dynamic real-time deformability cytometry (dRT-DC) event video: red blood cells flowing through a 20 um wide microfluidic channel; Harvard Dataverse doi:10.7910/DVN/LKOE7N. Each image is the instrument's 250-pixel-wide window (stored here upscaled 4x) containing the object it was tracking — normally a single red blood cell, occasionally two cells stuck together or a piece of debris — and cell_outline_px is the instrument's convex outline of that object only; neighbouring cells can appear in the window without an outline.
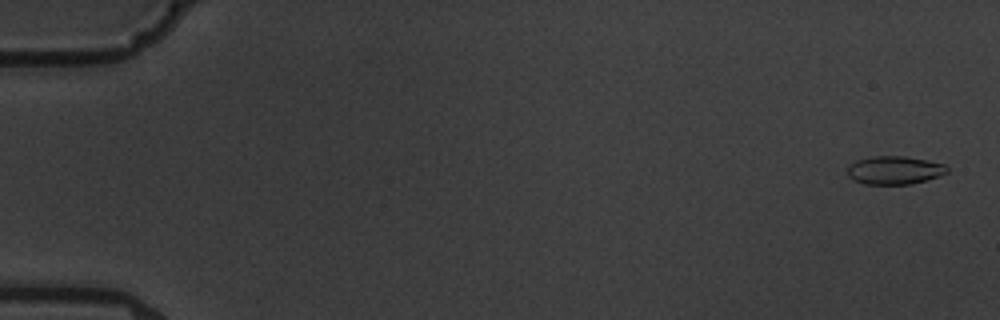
{"species": "common noctule bat (a hibernating species)", "species_latin": "Nyctalus noctula", "temperature_condition": "warm", "stored_images_in_passage": 6, "camera_frame_rate_fps": 3000, "um_per_image_px": 0.085, "animal": {"sex": "male", "body_mass_g": 19.5, "forearm_length_mm": 54.6}, "frame": {"image": 1, "passage_image": 1, "time_ms": 0.0, "image_size_px": [1000, 320], "cell_outline_px": [[948, 172], [928, 180], [912, 184], [864, 184], [848, 176], [848, 164], [856, 160], [872, 156], [904, 156], [928, 160], [944, 164], [948, 168]], "centroid_in_image_um": [76.04, 14.46], "position_along_channel_um": 9.0, "area_um2": 16.47}}
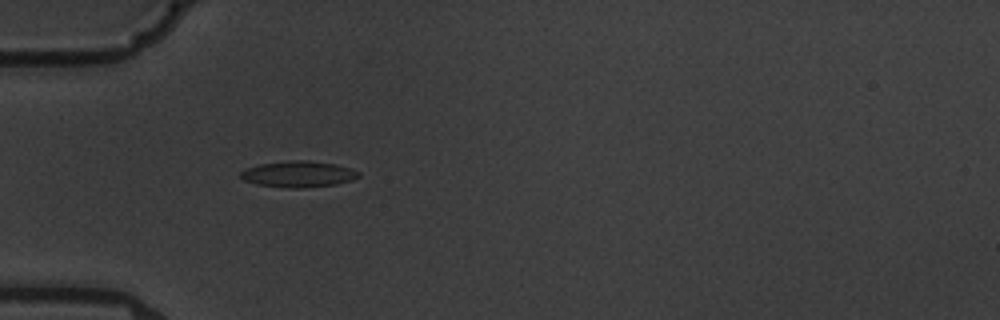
{"frame": {"image": 2, "passage_image": 5, "time_ms": 5.667, "image_size_px": [1000, 320], "cell_outline_px": [[360, 176], [352, 180], [336, 184], [300, 188], [292, 188], [256, 184], [244, 180], [240, 176], [240, 172], [248, 168], [260, 164], [288, 160], [308, 160], [336, 164], [360, 172]], "centroid_in_image_um": [25.37, 14.79], "position_along_channel_um": 59.6, "area_um2": 17.86}}
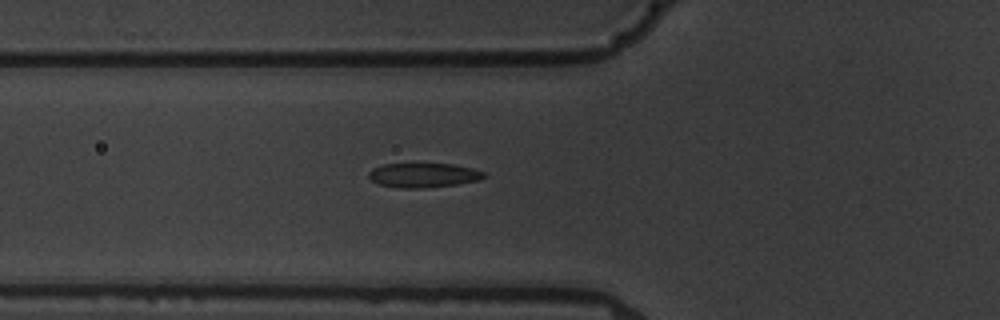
{"frame": {"image": 3, "passage_image": 6, "time_ms": 6.667, "image_size_px": [1000, 320], "cell_outline_px": [[488, 176], [480, 180], [456, 184], [424, 188], [400, 188], [376, 184], [368, 176], [368, 172], [372, 168], [384, 164], [456, 164], [472, 168], [484, 172]], "centroid_in_image_um": [35.99, 14.89], "position_along_channel_um": 89.8, "area_um2": 16.53}}